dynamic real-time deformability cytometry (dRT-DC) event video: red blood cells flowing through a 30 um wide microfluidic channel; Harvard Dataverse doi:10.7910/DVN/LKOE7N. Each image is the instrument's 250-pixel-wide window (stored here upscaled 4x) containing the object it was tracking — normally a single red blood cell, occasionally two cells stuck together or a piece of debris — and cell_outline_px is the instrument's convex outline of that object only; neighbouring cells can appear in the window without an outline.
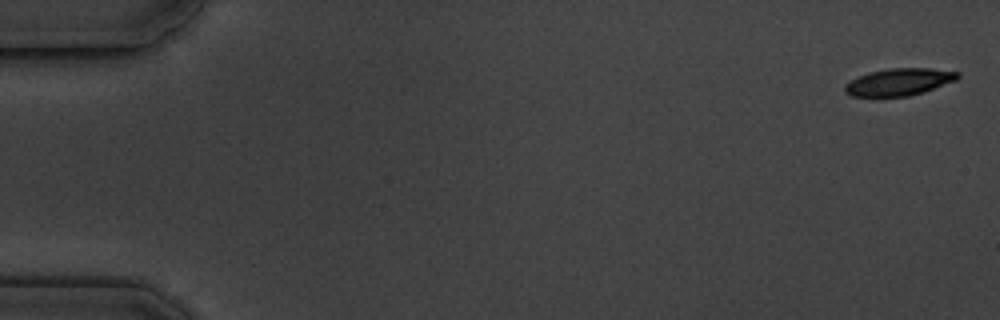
{"species": "common noctule bat (a hibernating species)", "species_latin": "Nyctalus noctula", "temperature_condition": "cold", "stored_images_in_passage": 6, "camera_frame_rate_fps": 3000, "um_per_image_px": 0.085, "animal": {"sex": "male", "body_mass_g": 19.5, "forearm_length_mm": 54.6}, "frame": {"image": 1, "passage_image": 1, "time_ms": 0.0, "image_size_px": [1000, 320], "cell_outline_px": [[960, 76], [956, 80], [924, 92], [908, 96], [852, 96], [844, 92], [844, 84], [868, 72], [888, 68], [932, 68], [960, 72]], "centroid_in_image_um": [76.43, 6.96], "position_along_channel_um": 8.6, "area_um2": 17.86}}
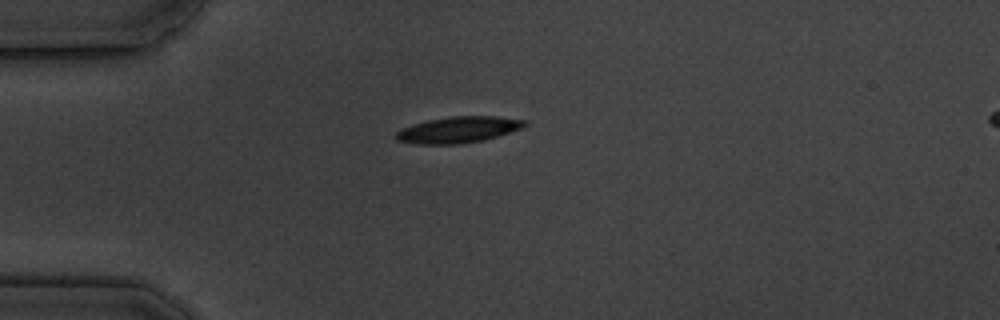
{"frame": {"image": 2, "passage_image": 5, "time_ms": 4.667, "image_size_px": [1000, 320], "cell_outline_px": [[528, 124], [520, 128], [484, 140], [460, 144], [416, 144], [396, 140], [396, 132], [412, 124], [428, 120], [448, 116], [496, 116], [524, 120]], "centroid_in_image_um": [38.93, 11.02], "position_along_channel_um": 46.1, "area_um2": 19.48}}